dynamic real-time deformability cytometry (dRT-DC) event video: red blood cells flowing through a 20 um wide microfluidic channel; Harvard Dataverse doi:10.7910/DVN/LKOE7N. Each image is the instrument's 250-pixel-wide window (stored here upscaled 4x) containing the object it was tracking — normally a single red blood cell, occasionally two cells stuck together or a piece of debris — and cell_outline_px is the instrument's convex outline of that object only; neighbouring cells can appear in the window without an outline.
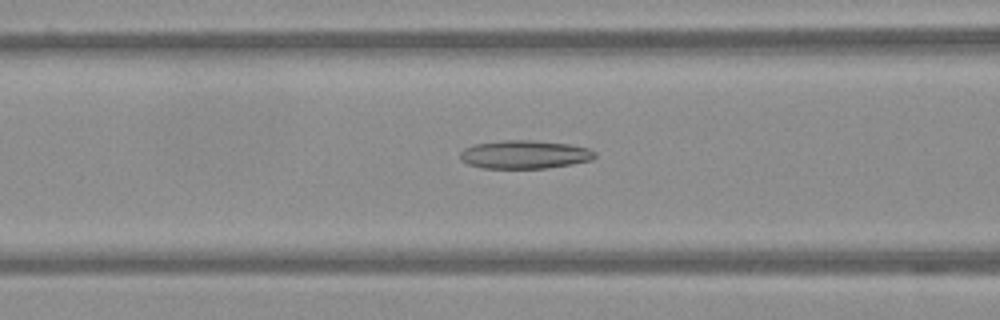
{"species": "Egyptian fruit bat (a non-hibernating species)", "species_latin": "Rousettus aegyptiacus", "temperature_condition": "warm", "stored_images_in_passage": 52, "camera_frame_rate_fps": 3000, "um_per_image_px": 0.085, "frame": {"image": 1, "passage_image": 19, "time_ms": 6.0, "image_size_px": [1000, 320], "cell_outline_px": [[596, 156], [592, 160], [572, 164], [544, 168], [480, 168], [468, 164], [460, 160], [460, 152], [464, 148], [476, 144], [504, 140], [528, 140], [568, 144], [588, 148], [596, 152]], "centroid_in_image_um": [44.58, 13.14], "position_along_channel_um": 122.0, "area_um2": 22.2}}
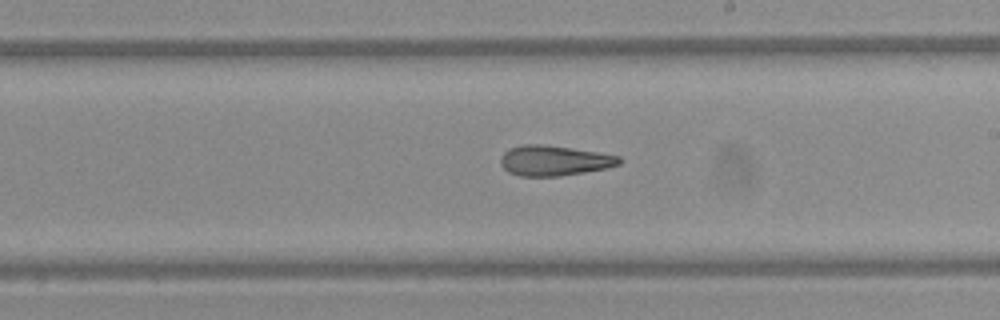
{"frame": {"image": 2, "passage_image": 29, "time_ms": 9.333, "image_size_px": [1000, 320], "cell_outline_px": [[624, 160], [620, 164], [608, 168], [560, 176], [520, 176], [508, 172], [500, 164], [500, 156], [508, 148], [524, 144], [540, 144], [596, 152], [620, 156]], "centroid_in_image_um": [47.09, 13.65], "position_along_channel_um": 241.9, "area_um2": 20.92}}
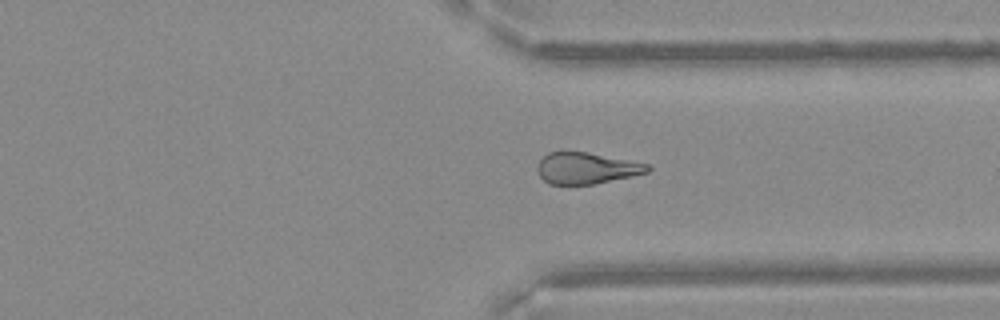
{"frame": {"image": 3, "passage_image": 39, "time_ms": 12.667, "image_size_px": [1000, 320], "cell_outline_px": [[652, 168], [648, 172], [632, 176], [592, 184], [548, 184], [540, 176], [536, 168], [536, 164], [548, 152], [588, 152], [648, 164]], "centroid_in_image_um": [49.82, 14.29], "position_along_channel_um": 361.6, "area_um2": 20.0}}